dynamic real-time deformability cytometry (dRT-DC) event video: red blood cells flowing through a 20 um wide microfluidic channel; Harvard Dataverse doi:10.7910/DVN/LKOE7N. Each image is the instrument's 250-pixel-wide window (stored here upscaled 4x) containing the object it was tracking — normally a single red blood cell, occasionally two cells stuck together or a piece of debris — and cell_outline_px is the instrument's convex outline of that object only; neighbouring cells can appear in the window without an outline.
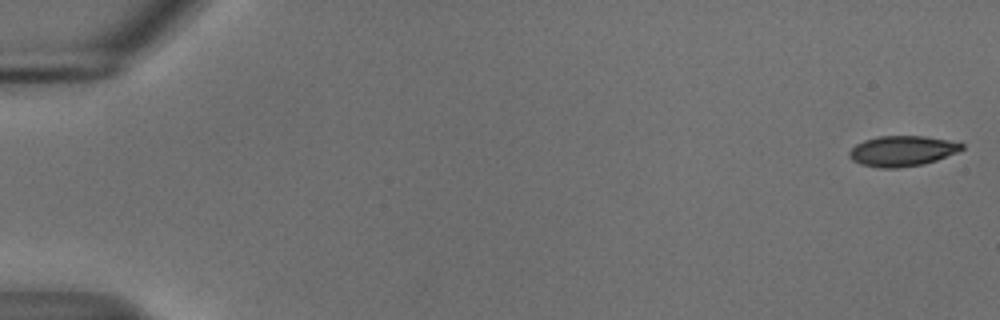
{"species": "common noctule bat (a hibernating species)", "species_latin": "Nyctalus noctula", "temperature_condition": "cold", "stored_images_in_passage": 53, "camera_frame_rate_fps": 3000, "um_per_image_px": 0.085, "animal": {"sex": "male", "body_mass_g": 18.8}, "frame": {"image": 1, "passage_image": 1, "time_ms": 0.0, "image_size_px": [1000, 320], "cell_outline_px": [[964, 148], [956, 152], [936, 160], [924, 164], [900, 168], [876, 168], [860, 164], [852, 160], [848, 156], [848, 152], [856, 144], [864, 140], [880, 136], [924, 136], [948, 140], [964, 144]], "centroid_in_image_um": [76.65, 12.84], "position_along_channel_um": 8.4, "area_um2": 20.0}}
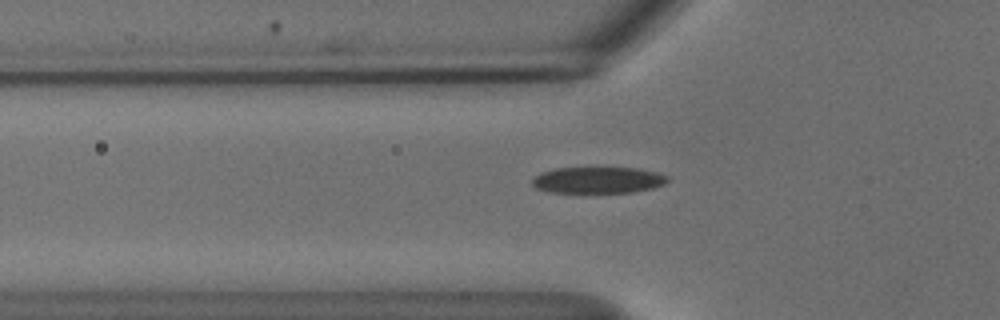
{"frame": {"image": 2, "passage_image": 19, "time_ms": 6.0, "image_size_px": [1000, 320], "cell_outline_px": [[668, 180], [664, 184], [652, 188], [632, 192], [548, 192], [536, 188], [532, 184], [532, 180], [540, 172], [552, 168], [636, 168], [656, 172], [668, 176]], "centroid_in_image_um": [50.8, 15.3], "position_along_channel_um": 75.0, "area_um2": 20.69}}
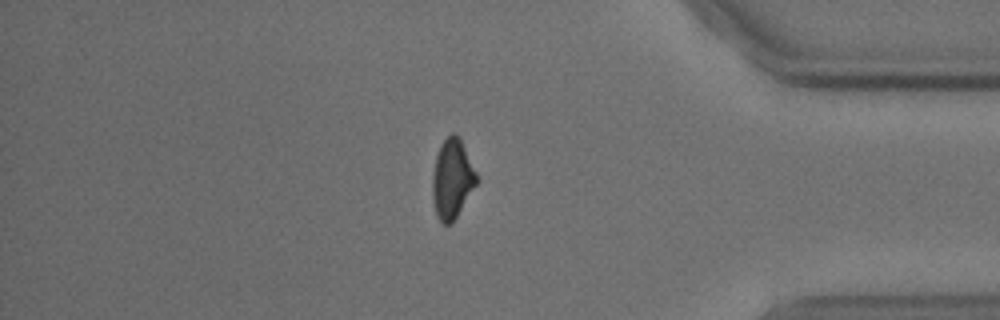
{"frame": {"image": 3, "passage_image": 47, "time_ms": 15.333, "image_size_px": [1000, 320], "cell_outline_px": [[480, 180], [452, 224], [444, 224], [436, 216], [432, 196], [432, 176], [436, 156], [440, 144], [452, 132], [456, 132], [460, 136]], "centroid_in_image_um": [38.45, 15.19], "position_along_channel_um": 396.7, "area_um2": 20.87}, "authors_computed_cell_mechanics": {"area_um2": 21.386, "velocity_mm_per_s": 3.7009, "shape_relaxation_time_tau1_ms": 9.3814, "shape_relaxation_time_tau2_ms": 5.6039, "deformation_change_tau1": 0.1876, "deformation_change_tau2": 0.0873}}